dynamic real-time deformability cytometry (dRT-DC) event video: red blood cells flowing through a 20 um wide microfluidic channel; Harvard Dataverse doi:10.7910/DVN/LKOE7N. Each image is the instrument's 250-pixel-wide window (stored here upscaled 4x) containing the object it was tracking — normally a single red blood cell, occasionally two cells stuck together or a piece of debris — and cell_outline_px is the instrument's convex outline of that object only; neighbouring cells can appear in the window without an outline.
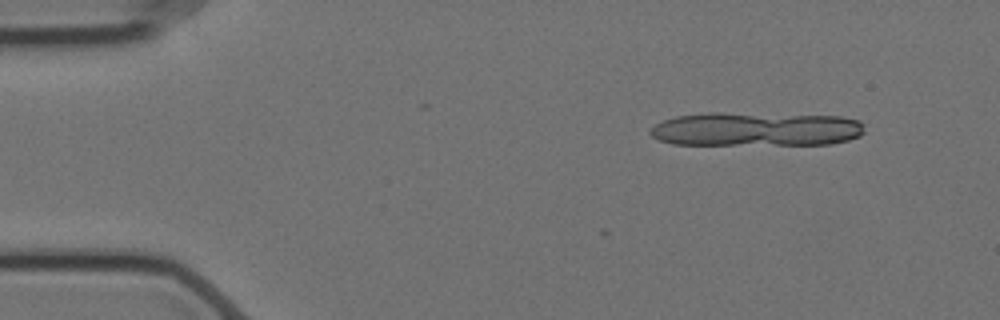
{"species": "Egyptian fruit bat (a non-hibernating species)", "species_latin": "Rousettus aegyptiacus", "temperature_condition": "cold", "stored_images_in_passage": 5, "segment_of_instrument_passage": [2, 2], "camera_frame_rate_fps": 3000, "um_per_image_px": 0.085, "animal": {"sex": "female"}, "frame": {"image": 1, "passage_image": 5, "time_ms": 1.333, "image_size_px": [1000, 320], "cell_outline_px": [[860, 132], [856, 136], [840, 140], [816, 144], [788, 144], [776, 140], [816, 120], [852, 120], [860, 124]], "centroid_in_image_um": [69.93, 11.24], "position_along_channel_um": 15.1, "area_um2": 10.06}}